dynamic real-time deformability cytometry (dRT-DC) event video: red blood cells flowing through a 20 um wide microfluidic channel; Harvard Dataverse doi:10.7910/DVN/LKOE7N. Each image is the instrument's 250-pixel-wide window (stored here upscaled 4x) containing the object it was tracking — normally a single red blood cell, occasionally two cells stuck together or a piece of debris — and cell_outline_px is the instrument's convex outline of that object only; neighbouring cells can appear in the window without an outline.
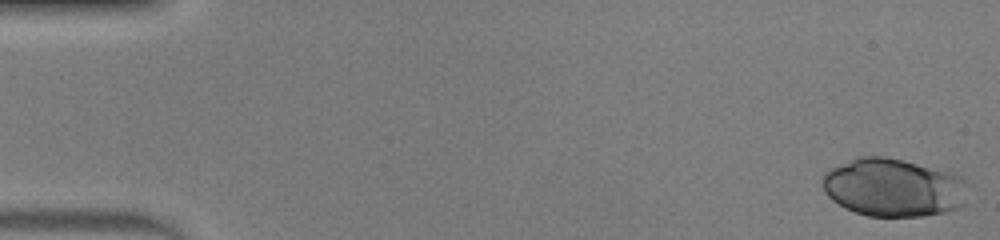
{"species": "human", "species_latin": "Homo sapiens", "temperature_condition": "warm", "stored_images_in_passage": 48, "camera_frame_rate_fps": 3000, "um_per_image_px": 0.085, "donor": {"sex": "male"}, "frame": {"image": 1, "passage_image": 1, "time_ms": 0.0, "image_size_px": [1000, 240], "cell_outline_px": [[964, 204], [960, 208], [944, 212], [920, 216], [868, 216], [844, 208], [832, 200], [824, 192], [824, 172], [856, 156], [884, 156], [952, 172], [960, 176], [964, 180]], "centroid_in_image_um": [75.91, 15.94], "position_along_channel_um": 9.1, "area_um2": 49.01}}
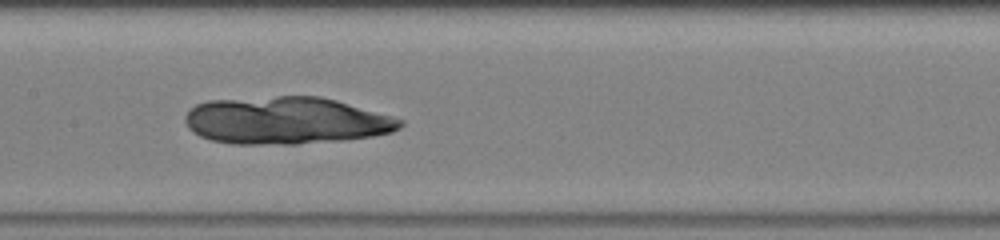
{"frame": {"image": 2, "passage_image": 24, "time_ms": 7.667, "image_size_px": [1000, 240], "cell_outline_px": [[404, 124], [400, 128], [392, 132], [372, 136], [340, 140], [296, 144], [232, 144], [212, 140], [200, 136], [192, 132], [188, 128], [184, 120], [184, 116], [196, 104], [208, 100], [276, 96], [320, 96], [336, 100], [392, 116], [404, 120]], "centroid_in_image_um": [24.3, 10.24], "position_along_channel_um": 183.1, "area_um2": 59.42}}
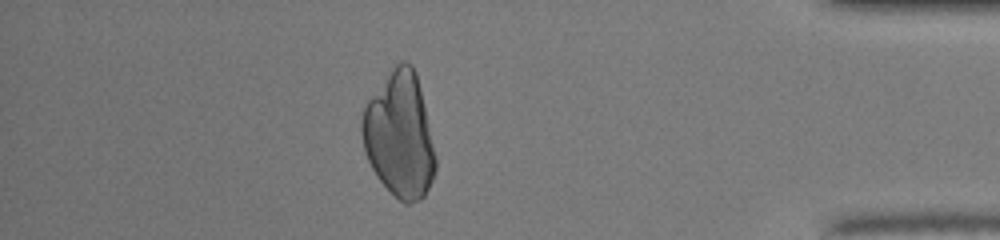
{"frame": {"image": 3, "passage_image": 42, "time_ms": 13.667, "image_size_px": [1000, 240], "cell_outline_px": [[436, 172], [424, 196], [420, 200], [408, 204], [404, 204], [376, 176], [368, 160], [364, 148], [360, 132], [360, 120], [364, 108], [368, 100], [388, 72], [400, 60], [404, 60], [412, 64], [416, 72], [420, 88], [436, 156]], "centroid_in_image_um": [33.95, 11.47], "position_along_channel_um": 401.2, "area_um2": 53.58}}